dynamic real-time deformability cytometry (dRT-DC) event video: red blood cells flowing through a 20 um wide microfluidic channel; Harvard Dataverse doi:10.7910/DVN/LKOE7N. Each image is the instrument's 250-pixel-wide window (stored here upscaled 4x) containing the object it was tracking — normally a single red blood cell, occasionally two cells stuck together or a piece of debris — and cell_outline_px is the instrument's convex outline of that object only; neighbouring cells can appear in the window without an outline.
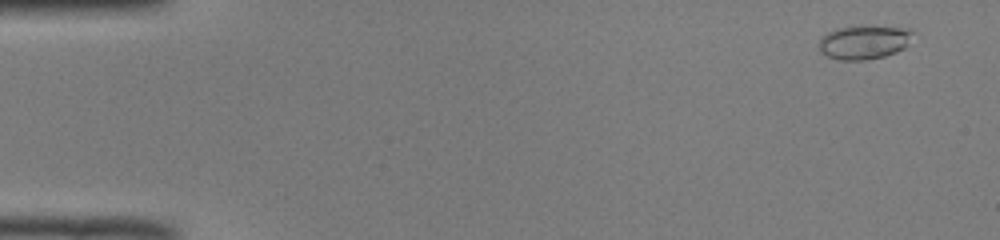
{"species": "common noctule bat (a hibernating species)", "species_latin": "Nyctalus noctula", "temperature_condition": "room temperature", "stored_images_in_passage": 50, "camera_frame_rate_fps": 3000, "um_per_image_px": 0.085, "animal": {"sex": "male", "body_mass_g": 19.0, "forearm_length_mm": 50.8}, "frame": {"image": 1, "passage_image": 2, "time_ms": 0.333, "image_size_px": [1000, 240], "cell_outline_px": [[912, 32], [908, 44], [904, 48], [896, 52], [884, 56], [864, 60], [840, 60], [828, 56], [820, 52], [820, 40], [828, 32], [836, 28], [860, 24], [908, 28]], "centroid_in_image_um": [73.45, 3.55], "position_along_channel_um": 11.6, "area_um2": 18.73}}
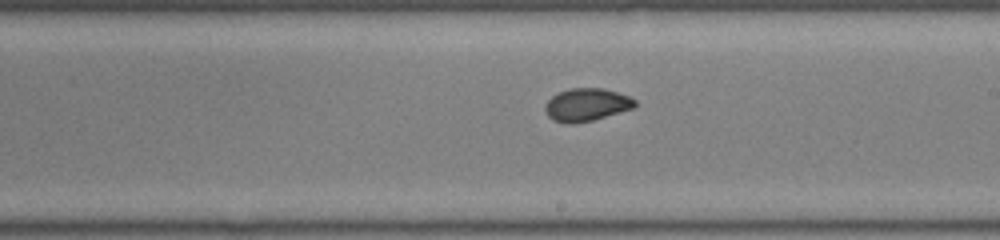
{"frame": {"image": 2, "passage_image": 29, "time_ms": 9.333, "image_size_px": [1000, 240], "cell_outline_px": [[636, 104], [632, 108], [592, 120], [552, 120], [548, 116], [544, 108], [544, 104], [552, 96], [560, 92], [572, 88], [604, 88], [628, 96], [636, 100]], "centroid_in_image_um": [49.87, 8.85], "position_along_channel_um": 239.1, "area_um2": 16.36}}
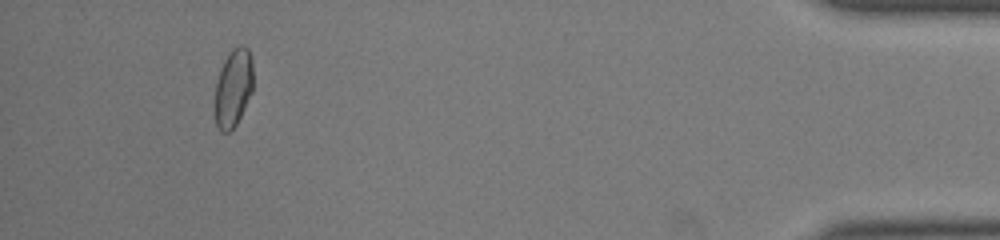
{"frame": {"image": 3, "passage_image": 47, "time_ms": 15.333, "image_size_px": [1000, 240], "cell_outline_px": [[252, 92], [236, 124], [228, 132], [220, 132], [216, 128], [212, 108], [216, 80], [220, 68], [224, 60], [232, 48], [240, 44], [248, 48], [252, 60]], "centroid_in_image_um": [19.77, 7.5], "position_along_channel_um": 415.4, "area_um2": 17.98}, "authors_computed_cell_mechanics": {"area_um2": 17.5423, "velocity_mm_per_s": 4.005, "shape_relaxation_time_tau1_ms": null, "shape_relaxation_time_tau2_ms": 1.0816, "deformation_change_tau1": null, "deformation_change_tau2": 0.0387}}